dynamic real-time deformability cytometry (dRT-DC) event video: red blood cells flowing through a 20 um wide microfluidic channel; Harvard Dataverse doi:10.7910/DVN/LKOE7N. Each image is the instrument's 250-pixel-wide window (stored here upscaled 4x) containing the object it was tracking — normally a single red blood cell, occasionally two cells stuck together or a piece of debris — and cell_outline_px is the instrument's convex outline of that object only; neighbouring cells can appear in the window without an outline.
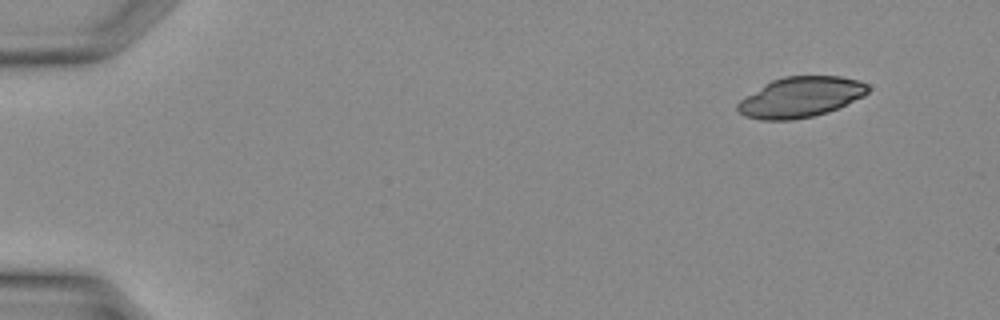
{"species": "Egyptian fruit bat (a non-hibernating species)", "species_latin": "Rousettus aegyptiacus", "temperature_condition": "warm", "stored_images_in_passage": 6, "camera_frame_rate_fps": 3000, "um_per_image_px": 0.085, "animal": {"sex": "female"}, "frame": {"image": 1, "passage_image": 1, "time_ms": 0.0, "image_size_px": [1000, 320], "cell_outline_px": [[868, 92], [864, 96], [828, 112], [812, 116], [792, 120], [760, 120], [744, 116], [736, 108], [736, 104], [740, 100], [764, 84], [772, 80], [784, 76], [840, 76], [860, 80], [868, 84]], "centroid_in_image_um": [68.05, 8.25], "position_along_channel_um": 17.0, "area_um2": 30.69}}